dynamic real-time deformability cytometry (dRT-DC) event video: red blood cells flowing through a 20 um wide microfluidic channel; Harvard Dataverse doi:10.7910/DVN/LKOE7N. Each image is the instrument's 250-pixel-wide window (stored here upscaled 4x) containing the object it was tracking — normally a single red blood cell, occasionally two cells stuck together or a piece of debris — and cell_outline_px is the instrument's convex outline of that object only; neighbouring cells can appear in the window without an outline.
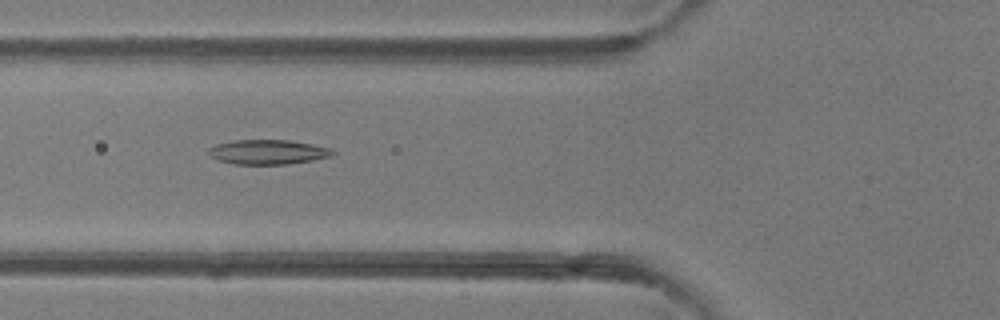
{"species": "common noctule bat (a hibernating species)", "species_latin": "Nyctalus noctula", "temperature_condition": "room temperature", "stored_images_in_passage": 34, "camera_frame_rate_fps": 3000, "um_per_image_px": 0.085, "animal": {"sex": "female"}, "frame": {"image": 1, "passage_image": 4, "time_ms": 1.0, "image_size_px": [1000, 320], "cell_outline_px": [[336, 152], [332, 156], [312, 160], [288, 164], [236, 164], [216, 160], [208, 152], [208, 148], [216, 144], [232, 140], [288, 140], [312, 144], [328, 148]], "centroid_in_image_um": [22.75, 12.92], "position_along_channel_um": 103.1, "area_um2": 17.74}}
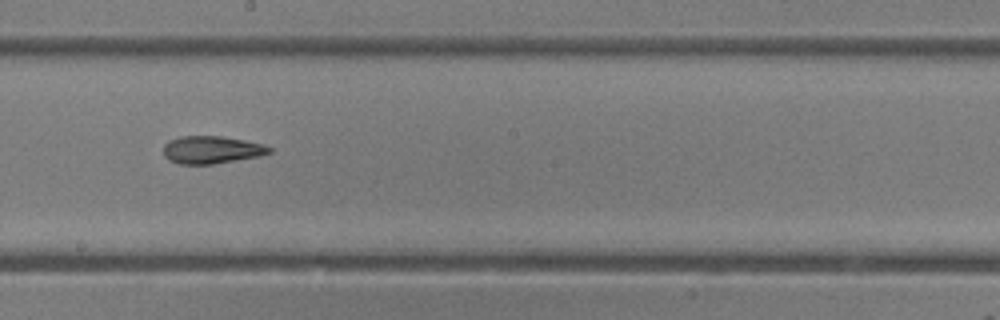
{"frame": {"image": 2, "passage_image": 13, "time_ms": 4.0, "image_size_px": [1000, 320], "cell_outline_px": [[272, 152], [260, 156], [212, 164], [180, 164], [168, 160], [164, 156], [164, 144], [168, 140], [180, 136], [220, 136], [244, 140], [264, 144], [272, 148]], "centroid_in_image_um": [17.98, 12.73], "position_along_channel_um": 230.2, "area_um2": 17.11}}
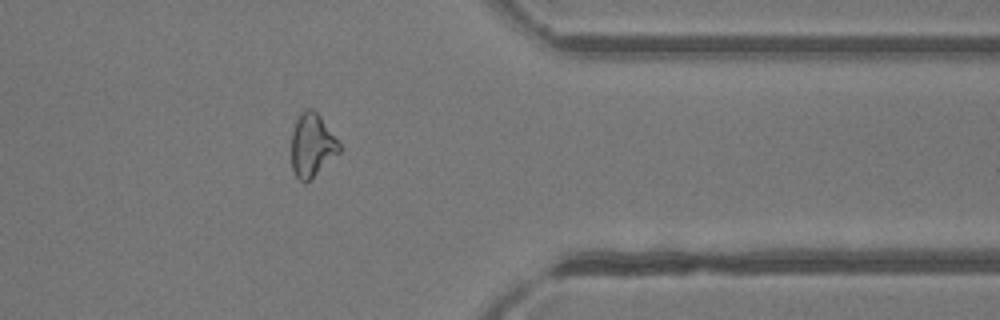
{"frame": {"image": 3, "passage_image": 25, "time_ms": 8.0, "image_size_px": [1000, 320], "cell_outline_px": [[340, 152], [304, 184], [296, 176], [292, 168], [292, 132], [296, 120], [300, 112], [304, 108], [312, 108], [320, 116], [340, 144]], "centroid_in_image_um": [26.5, 12.32], "position_along_channel_um": 384.9, "area_um2": 17.4}, "authors_computed_cell_mechanics": {"area_um2": 17.5134, "velocity_mm_per_s": 4.2193, "shape_relaxation_time_tau1_ms": 5.2129, "shape_relaxation_time_tau2_ms": 3.8768, "deformation_change_tau1": 0.15, "deformation_change_tau2": 0.1522}}